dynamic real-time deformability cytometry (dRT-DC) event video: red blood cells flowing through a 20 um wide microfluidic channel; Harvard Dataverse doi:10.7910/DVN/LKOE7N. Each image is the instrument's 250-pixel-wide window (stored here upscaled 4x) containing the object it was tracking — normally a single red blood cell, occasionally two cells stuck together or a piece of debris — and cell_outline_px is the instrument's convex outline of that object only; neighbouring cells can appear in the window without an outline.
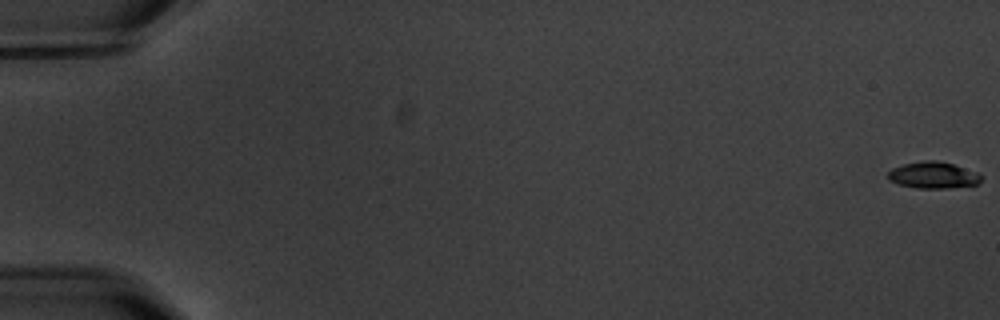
{"species": "common noctule bat (a hibernating species)", "species_latin": "Nyctalus noctula", "temperature_condition": "warm", "stored_images_in_passage": 6, "camera_frame_rate_fps": 3000, "um_per_image_px": 0.085, "animal": {"sex": "male", "body_mass_g": 20.1, "forearm_length_mm": 53.5}, "frame": {"image": 1, "passage_image": 1, "time_ms": 0.0, "image_size_px": [1000, 320], "cell_outline_px": [[984, 176], [980, 184], [944, 188], [916, 188], [900, 184], [888, 180], [888, 172], [892, 168], [904, 164], [924, 160], [936, 160], [952, 164], [980, 172]], "centroid_in_image_um": [79.38, 14.88], "position_along_channel_um": 5.6, "area_um2": 14.57}}
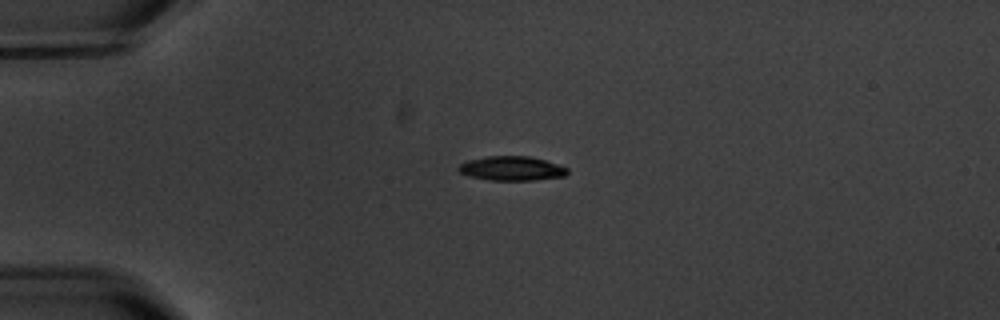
{"frame": {"image": 2, "passage_image": 5, "time_ms": 5.0, "image_size_px": [1000, 320], "cell_outline_px": [[568, 172], [564, 176], [536, 180], [492, 180], [468, 176], [460, 172], [456, 168], [460, 164], [468, 160], [488, 156], [532, 156], [568, 168]], "centroid_in_image_um": [43.48, 14.31], "position_along_channel_um": 41.5, "area_um2": 15.37}}